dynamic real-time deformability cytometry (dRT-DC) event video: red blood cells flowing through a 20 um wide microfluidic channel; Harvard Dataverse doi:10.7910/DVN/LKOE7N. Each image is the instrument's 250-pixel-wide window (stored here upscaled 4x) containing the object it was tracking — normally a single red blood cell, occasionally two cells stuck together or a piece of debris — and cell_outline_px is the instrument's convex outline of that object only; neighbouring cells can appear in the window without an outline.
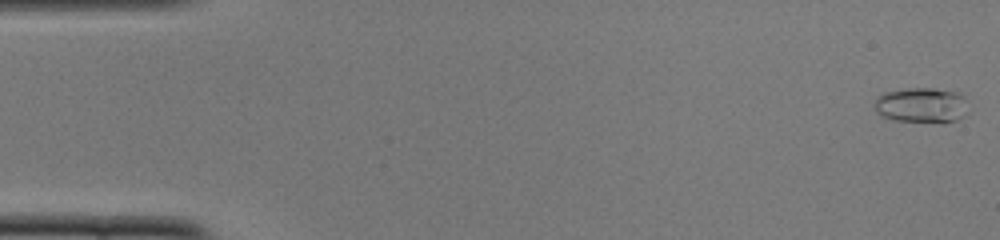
{"species": "common noctule bat (a hibernating species)", "species_latin": "Nyctalus noctula", "temperature_condition": "cold", "stored_images_in_passage": 24, "camera_frame_rate_fps": 3000, "um_per_image_px": 0.085, "animal": {"sex": "female", "body_mass_g": 22.0, "forearm_length_mm": 56.7}, "frame": {"image": 1, "passage_image": 1, "time_ms": 0.0, "image_size_px": [1000, 240], "cell_outline_px": [[964, 116], [956, 120], [944, 124], [896, 120], [880, 116], [876, 112], [876, 96], [884, 92], [908, 88], [932, 88], [960, 92], [964, 96]], "centroid_in_image_um": [78.31, 8.95], "position_along_channel_um": 6.7, "area_um2": 19.42}}
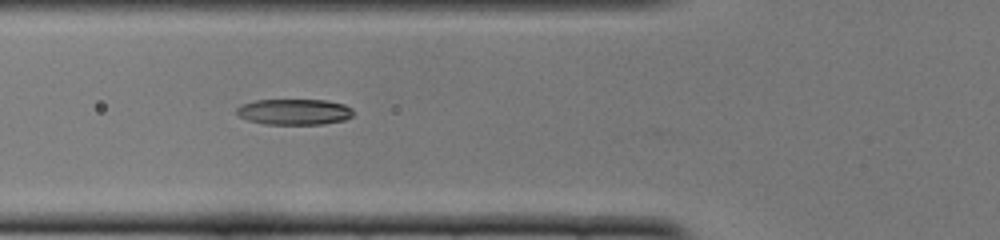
{"frame": {"image": 2, "passage_image": 19, "time_ms": 6.0, "image_size_px": [1000, 240], "cell_outline_px": [[352, 116], [344, 120], [324, 124], [264, 124], [248, 120], [240, 116], [236, 112], [236, 108], [240, 104], [256, 100], [328, 100], [344, 104], [352, 108]], "centroid_in_image_um": [25.01, 9.5], "position_along_channel_um": 100.8, "area_um2": 17.63}}
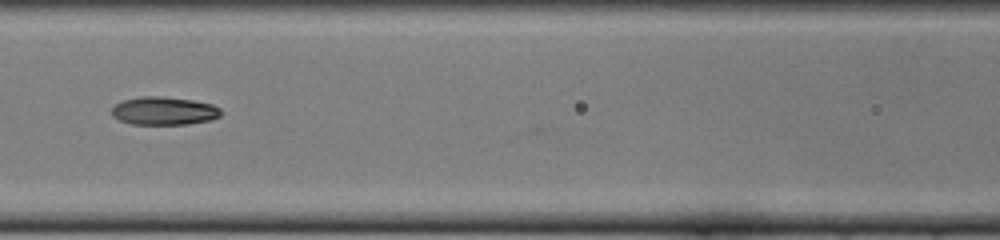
{"frame": {"image": 3, "passage_image": 23, "time_ms": 7.333, "image_size_px": [1000, 240], "cell_outline_px": [[220, 116], [208, 120], [188, 124], [132, 124], [120, 120], [112, 116], [112, 108], [116, 104], [124, 100], [140, 96], [160, 96], [192, 100], [212, 104], [220, 108]], "centroid_in_image_um": [13.92, 9.42], "position_along_channel_um": 152.7, "area_um2": 17.74}}